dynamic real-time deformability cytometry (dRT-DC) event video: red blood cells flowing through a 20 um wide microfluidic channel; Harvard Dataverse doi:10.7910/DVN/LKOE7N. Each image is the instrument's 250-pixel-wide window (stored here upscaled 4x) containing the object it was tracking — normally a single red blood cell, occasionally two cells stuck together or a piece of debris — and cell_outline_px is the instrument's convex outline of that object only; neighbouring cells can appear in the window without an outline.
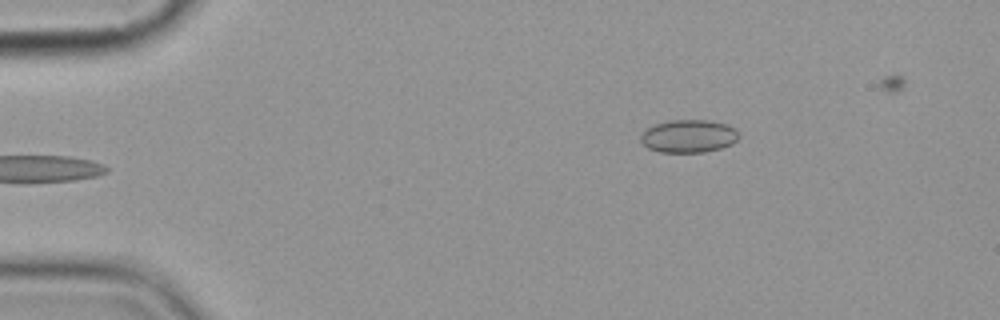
{"species": "common noctule bat (a hibernating species)", "species_latin": "Nyctalus noctula", "temperature_condition": "cold", "stored_images_in_passage": 6, "camera_frame_rate_fps": 3000, "um_per_image_px": 0.085, "animal": {"sex": "female", "body_mass_g": 19.9}, "frame": {"image": 1, "passage_image": 6, "time_ms": 5.667, "image_size_px": [1000, 320], "cell_outline_px": [[740, 136], [732, 144], [720, 148], [704, 152], [660, 152], [648, 148], [640, 140], [640, 132], [656, 124], [672, 120], [704, 120], [728, 124], [736, 128]], "centroid_in_image_um": [58.54, 11.57], "position_along_channel_um": 26.5, "area_um2": 18.84}}